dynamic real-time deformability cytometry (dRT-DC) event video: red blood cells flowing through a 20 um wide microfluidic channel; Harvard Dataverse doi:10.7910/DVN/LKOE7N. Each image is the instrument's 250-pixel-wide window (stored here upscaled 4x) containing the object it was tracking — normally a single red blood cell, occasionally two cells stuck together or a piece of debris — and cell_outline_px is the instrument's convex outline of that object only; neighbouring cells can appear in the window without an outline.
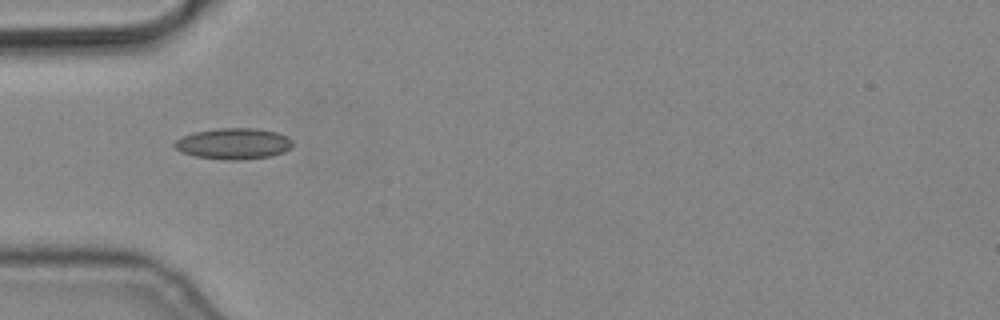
{"species": "common noctule bat (a hibernating species)", "species_latin": "Nyctalus noctula", "temperature_condition": "cold", "stored_images_in_passage": 7, "camera_frame_rate_fps": 3000, "um_per_image_px": 0.085, "animal": {"sex": "male", "body_mass_g": 19.2, "forearm_length_mm": 51.8}, "frame": {"image": 1, "passage_image": 4, "time_ms": 1.0, "image_size_px": [1000, 320], "cell_outline_px": [[292, 144], [284, 152], [272, 156], [240, 160], [224, 160], [196, 156], [180, 152], [172, 144], [176, 140], [184, 136], [196, 132], [220, 128], [256, 128], [276, 132], [288, 136], [292, 140]], "centroid_in_image_um": [19.86, 12.22], "position_along_channel_um": 65.1, "area_um2": 21.33}}
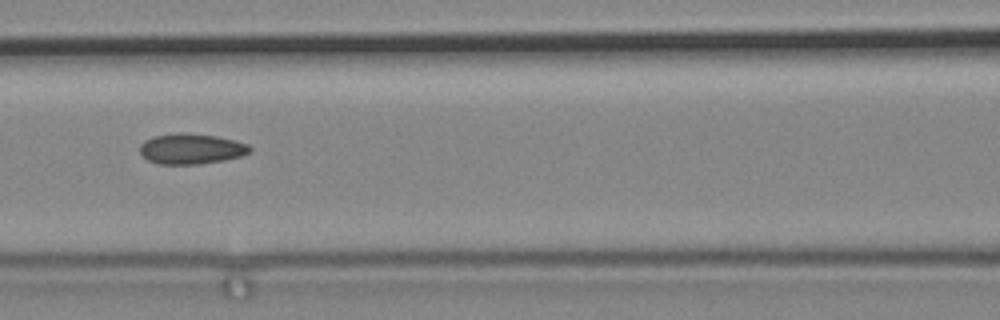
{"frame": {"image": 2, "passage_image": 6, "time_ms": 1.667, "image_size_px": [1000, 320], "cell_outline_px": [[252, 152], [240, 156], [224, 160], [196, 164], [160, 164], [148, 160], [140, 152], [140, 144], [144, 140], [152, 136], [176, 132], [180, 132], [216, 136], [248, 144], [252, 148]], "centroid_in_image_um": [16.24, 12.64], "position_along_channel_um": 150.4, "area_um2": 19.54}}
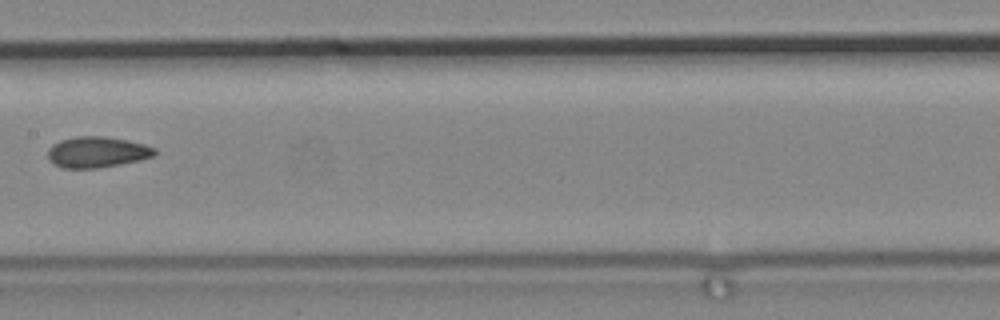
{"frame": {"image": 3, "passage_image": 7, "time_ms": 2.0, "image_size_px": [1000, 320], "cell_outline_px": [[156, 152], [152, 156], [140, 160], [96, 168], [60, 168], [52, 164], [48, 160], [48, 148], [52, 144], [60, 140], [76, 136], [104, 136], [128, 140], [144, 144], [156, 148]], "centroid_in_image_um": [8.2, 12.92], "position_along_channel_um": 199.2, "area_um2": 19.36}}